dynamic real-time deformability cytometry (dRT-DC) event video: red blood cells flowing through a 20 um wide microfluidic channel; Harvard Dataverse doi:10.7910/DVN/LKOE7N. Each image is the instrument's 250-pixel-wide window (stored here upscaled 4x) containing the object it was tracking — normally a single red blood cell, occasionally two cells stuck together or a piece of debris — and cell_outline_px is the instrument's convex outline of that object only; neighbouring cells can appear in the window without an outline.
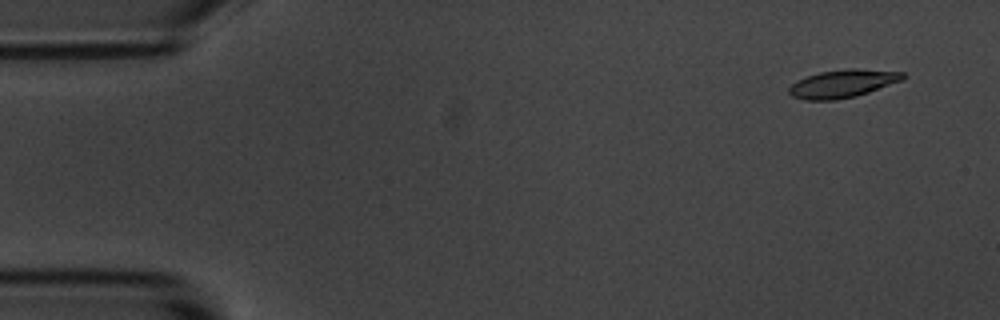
{"species": "common noctule bat (a hibernating species)", "species_latin": "Nyctalus noctula", "temperature_condition": "room temperature", "stored_images_in_passage": 5, "camera_frame_rate_fps": 3000, "um_per_image_px": 0.085, "animal": {"sex": "male", "body_mass_g": 20.1, "forearm_length_mm": 53.5}, "frame": {"image": 1, "passage_image": 1, "time_ms": 0.0, "image_size_px": [1000, 320], "cell_outline_px": [[908, 76], [904, 80], [856, 96], [836, 100], [804, 100], [792, 96], [788, 92], [788, 88], [796, 80], [820, 72], [848, 68], [856, 68], [904, 72]], "centroid_in_image_um": [71.66, 7.1], "position_along_channel_um": 13.3, "area_um2": 18.73}}
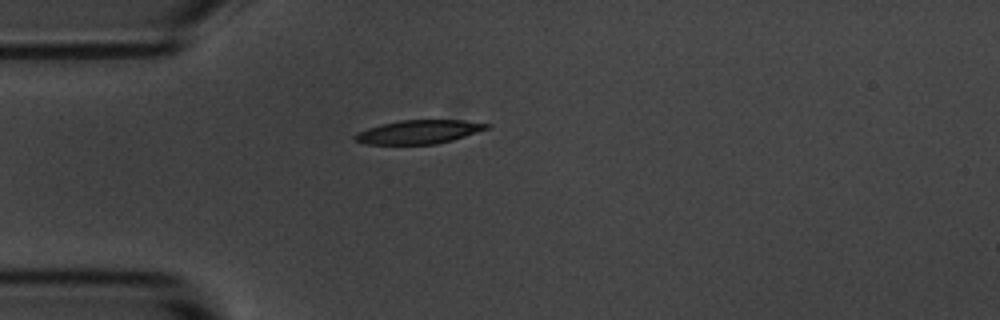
{"frame": {"image": 2, "passage_image": 4, "time_ms": 3.667, "image_size_px": [1000, 320], "cell_outline_px": [[492, 128], [452, 140], [436, 144], [364, 144], [356, 140], [352, 136], [356, 132], [380, 124], [400, 120], [464, 120], [492, 124]], "centroid_in_image_um": [35.63, 11.2], "position_along_channel_um": 49.4, "area_um2": 18.38}}